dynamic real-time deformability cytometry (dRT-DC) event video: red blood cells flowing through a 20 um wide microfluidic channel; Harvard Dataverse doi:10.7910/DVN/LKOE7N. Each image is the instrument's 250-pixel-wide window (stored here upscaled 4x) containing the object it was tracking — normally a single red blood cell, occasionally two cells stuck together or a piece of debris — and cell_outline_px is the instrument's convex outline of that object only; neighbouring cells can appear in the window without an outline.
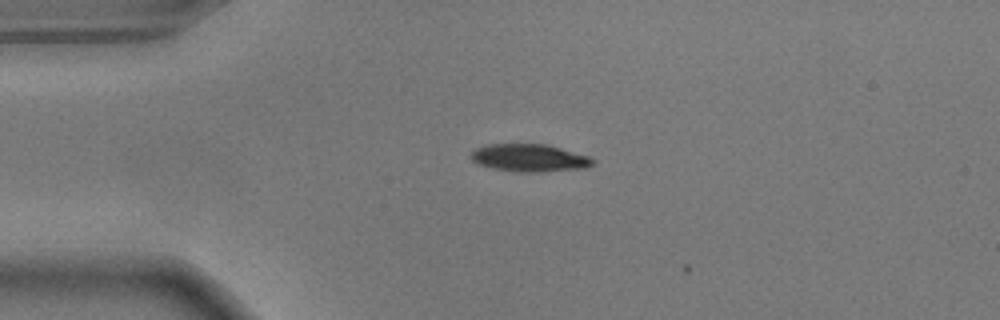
{"species": "common noctule bat (a hibernating species)", "species_latin": "Nyctalus noctula", "temperature_condition": "warm", "stored_images_in_passage": 2, "camera_frame_rate_fps": 3000, "um_per_image_px": 0.085, "animal": {"sex": "male", "body_mass_g": 17.9}, "frame": {"image": 1, "passage_image": 1, "time_ms": 0.0, "image_size_px": [1000, 320], "cell_outline_px": [[596, 160], [588, 168], [532, 172], [520, 172], [492, 168], [480, 164], [472, 160], [472, 152], [476, 148], [484, 144], [548, 144], [588, 156]], "centroid_in_image_um": [45.02, 13.41], "position_along_channel_um": 40.0, "area_um2": 19.48}}